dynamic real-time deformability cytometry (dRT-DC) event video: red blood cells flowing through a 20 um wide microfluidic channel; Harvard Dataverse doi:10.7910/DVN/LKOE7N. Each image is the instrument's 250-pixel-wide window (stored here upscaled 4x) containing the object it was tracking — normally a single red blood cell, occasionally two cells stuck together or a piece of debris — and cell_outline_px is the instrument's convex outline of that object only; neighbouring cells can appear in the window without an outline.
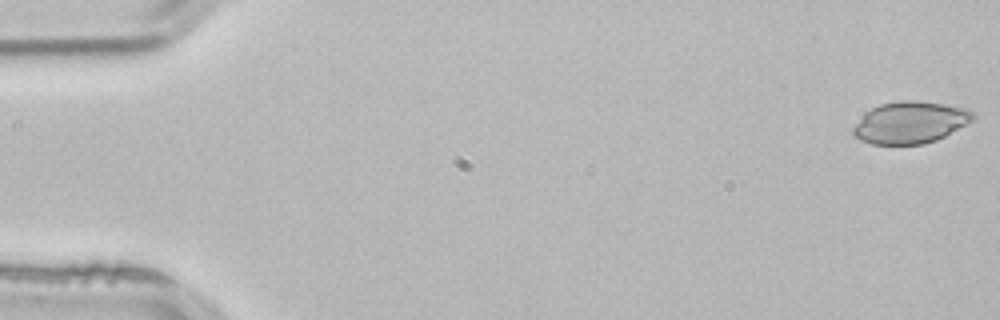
{"species": "common noctule bat (a hibernating species)", "species_latin": "Nyctalus noctula", "temperature_condition": "room temperature", "stored_images_in_passage": 3, "camera_frame_rate_fps": 3000, "um_per_image_px": 0.085, "animal": {"sex": "male", "body_mass_g": 21.5, "forearm_length_mm": 52.0}, "frame": {"image": 1, "passage_image": 1, "time_ms": 0.0, "image_size_px": [1000, 320], "cell_outline_px": [[976, 120], [936, 140], [924, 144], [872, 144], [860, 140], [852, 136], [852, 128], [872, 108], [880, 104], [900, 100], [916, 100], [944, 104], [968, 108], [976, 116]], "centroid_in_image_um": [77.41, 10.41], "position_along_channel_um": 7.6, "area_um2": 29.3}}
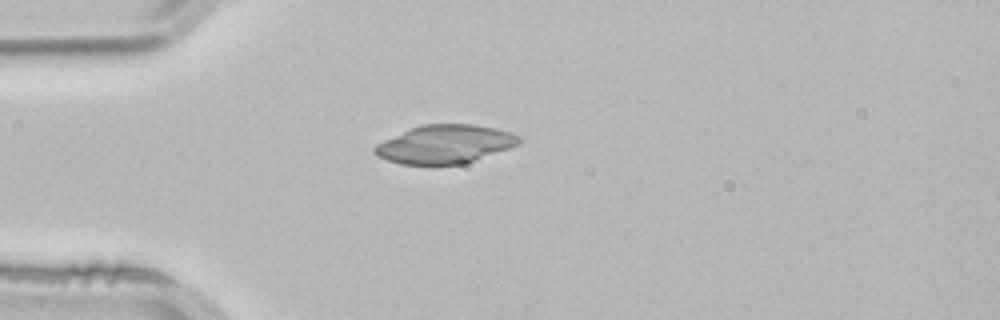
{"frame": {"image": 2, "passage_image": 3, "time_ms": 0.667, "image_size_px": [1000, 320], "cell_outline_px": [[520, 144], [464, 164], [400, 164], [376, 156], [372, 152], [372, 148], [376, 144], [384, 140], [420, 124], [476, 124], [496, 128], [520, 136]], "centroid_in_image_um": [37.8, 12.25], "position_along_channel_um": 47.2, "area_um2": 32.31}}